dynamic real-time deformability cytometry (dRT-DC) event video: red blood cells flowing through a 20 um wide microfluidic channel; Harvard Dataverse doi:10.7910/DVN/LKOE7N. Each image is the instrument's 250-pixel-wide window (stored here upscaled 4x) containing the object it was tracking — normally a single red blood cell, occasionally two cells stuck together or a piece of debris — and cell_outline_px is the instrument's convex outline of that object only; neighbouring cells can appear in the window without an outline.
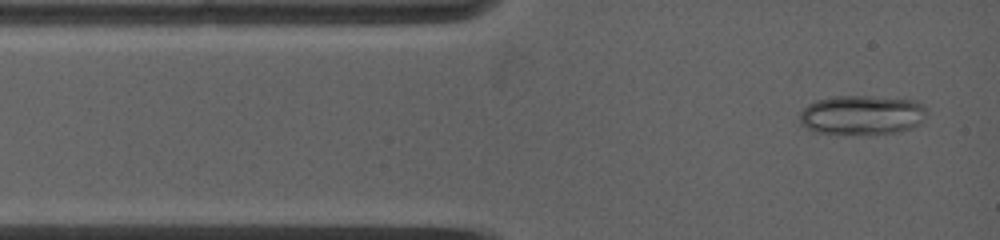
{"species": "common noctule bat (a hibernating species)", "species_latin": "Nyctalus noctula", "temperature_condition": "warm", "stored_images_in_passage": 40, "camera_frame_rate_fps": 5000, "um_per_image_px": 0.085, "animal": {"sex": "female", "body_mass_g": 19.0, "forearm_length_mm": 53.3}, "frame": {"image": 1, "passage_image": 1, "time_ms": 0.0, "image_size_px": [1000, 240], "cell_outline_px": [[928, 112], [920, 124], [912, 128], [892, 132], [816, 132], [800, 124], [800, 112], [808, 104], [816, 100], [836, 96], [868, 96], [916, 100]], "centroid_in_image_um": [73.27, 9.73], "position_along_channel_um": 11.7, "area_um2": 28.5}}
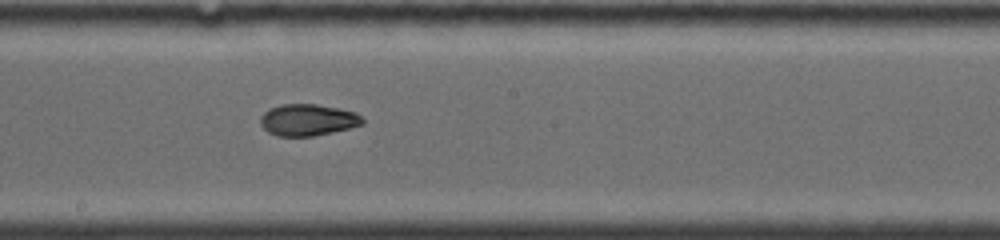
{"frame": {"image": 2, "passage_image": 15, "time_ms": 6.2, "image_size_px": [1000, 240], "cell_outline_px": [[364, 124], [332, 132], [312, 136], [276, 136], [268, 132], [260, 124], [260, 116], [264, 112], [272, 108], [284, 104], [316, 104], [340, 108], [356, 112], [364, 120]], "centroid_in_image_um": [26.17, 10.19], "position_along_channel_um": 222.0, "area_um2": 18.79}}
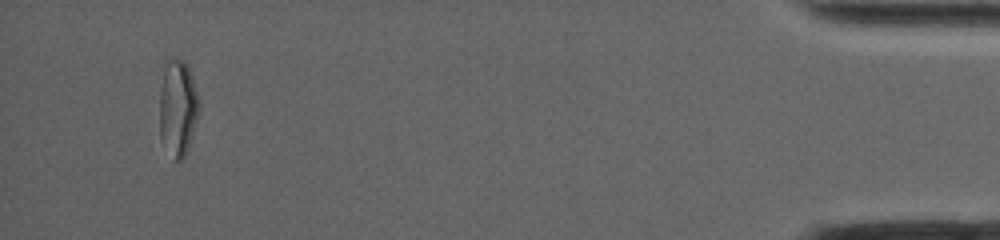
{"frame": {"image": 3, "passage_image": 35, "time_ms": 14.0, "image_size_px": [1000, 240], "cell_outline_px": [[200, 108], [188, 148], [180, 164], [172, 160], [160, 140], [160, 92], [164, 60], [184, 60], [188, 68], [200, 104]], "centroid_in_image_um": [15.08, 9.24], "position_along_channel_um": 420.1, "area_um2": 22.31}, "authors_computed_cell_mechanics": {"area_um2": 19.6231, "velocity_mm_per_s": 3.9299, "shape_relaxation_time_tau1_ms": null, "shape_relaxation_time_tau2_ms": 2.5548, "deformation_change_tau1": null, "deformation_change_tau2": 0.054}}